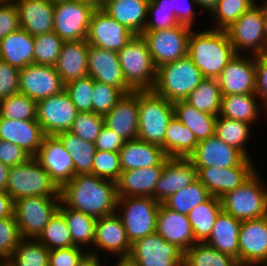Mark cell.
<instances>
[{
  "label": "cell",
  "mask_w": 267,
  "mask_h": 266,
  "mask_svg": "<svg viewBox=\"0 0 267 266\" xmlns=\"http://www.w3.org/2000/svg\"><path fill=\"white\" fill-rule=\"evenodd\" d=\"M254 4L255 0H219L216 8L212 11L218 25L213 29H227Z\"/></svg>",
  "instance_id": "cell-49"
},
{
  "label": "cell",
  "mask_w": 267,
  "mask_h": 266,
  "mask_svg": "<svg viewBox=\"0 0 267 266\" xmlns=\"http://www.w3.org/2000/svg\"><path fill=\"white\" fill-rule=\"evenodd\" d=\"M58 211L66 220L70 235L75 246L82 247L83 244H93L95 237V225L97 219L91 215L84 214L63 206L61 202Z\"/></svg>",
  "instance_id": "cell-39"
},
{
  "label": "cell",
  "mask_w": 267,
  "mask_h": 266,
  "mask_svg": "<svg viewBox=\"0 0 267 266\" xmlns=\"http://www.w3.org/2000/svg\"><path fill=\"white\" fill-rule=\"evenodd\" d=\"M21 239L15 217L0 218V252L6 259L14 253Z\"/></svg>",
  "instance_id": "cell-55"
},
{
  "label": "cell",
  "mask_w": 267,
  "mask_h": 266,
  "mask_svg": "<svg viewBox=\"0 0 267 266\" xmlns=\"http://www.w3.org/2000/svg\"><path fill=\"white\" fill-rule=\"evenodd\" d=\"M0 59L18 69L34 63V36L22 28L9 33L0 41Z\"/></svg>",
  "instance_id": "cell-33"
},
{
  "label": "cell",
  "mask_w": 267,
  "mask_h": 266,
  "mask_svg": "<svg viewBox=\"0 0 267 266\" xmlns=\"http://www.w3.org/2000/svg\"><path fill=\"white\" fill-rule=\"evenodd\" d=\"M56 136L70 153L74 164L75 175L93 174V158L96 150L95 144L82 140L70 130L58 133Z\"/></svg>",
  "instance_id": "cell-37"
},
{
  "label": "cell",
  "mask_w": 267,
  "mask_h": 266,
  "mask_svg": "<svg viewBox=\"0 0 267 266\" xmlns=\"http://www.w3.org/2000/svg\"><path fill=\"white\" fill-rule=\"evenodd\" d=\"M212 197L208 189L196 179L185 188L179 190L162 204L168 209L187 215L192 208L208 201Z\"/></svg>",
  "instance_id": "cell-42"
},
{
  "label": "cell",
  "mask_w": 267,
  "mask_h": 266,
  "mask_svg": "<svg viewBox=\"0 0 267 266\" xmlns=\"http://www.w3.org/2000/svg\"><path fill=\"white\" fill-rule=\"evenodd\" d=\"M88 75L94 81L119 88L124 94L132 92L124 79L116 51L89 45Z\"/></svg>",
  "instance_id": "cell-22"
},
{
  "label": "cell",
  "mask_w": 267,
  "mask_h": 266,
  "mask_svg": "<svg viewBox=\"0 0 267 266\" xmlns=\"http://www.w3.org/2000/svg\"><path fill=\"white\" fill-rule=\"evenodd\" d=\"M222 96L218 80L205 78L185 101L197 110L218 116L221 112Z\"/></svg>",
  "instance_id": "cell-41"
},
{
  "label": "cell",
  "mask_w": 267,
  "mask_h": 266,
  "mask_svg": "<svg viewBox=\"0 0 267 266\" xmlns=\"http://www.w3.org/2000/svg\"><path fill=\"white\" fill-rule=\"evenodd\" d=\"M192 4H198L201 7L206 8L210 13L216 8L219 0H190Z\"/></svg>",
  "instance_id": "cell-66"
},
{
  "label": "cell",
  "mask_w": 267,
  "mask_h": 266,
  "mask_svg": "<svg viewBox=\"0 0 267 266\" xmlns=\"http://www.w3.org/2000/svg\"><path fill=\"white\" fill-rule=\"evenodd\" d=\"M155 14L156 18L146 22L144 31L162 30L179 25L175 14L171 12V5L169 0H149L148 16Z\"/></svg>",
  "instance_id": "cell-51"
},
{
  "label": "cell",
  "mask_w": 267,
  "mask_h": 266,
  "mask_svg": "<svg viewBox=\"0 0 267 266\" xmlns=\"http://www.w3.org/2000/svg\"><path fill=\"white\" fill-rule=\"evenodd\" d=\"M60 203V197L43 196L23 197L14 201V217L21 237L36 239L58 211Z\"/></svg>",
  "instance_id": "cell-9"
},
{
  "label": "cell",
  "mask_w": 267,
  "mask_h": 266,
  "mask_svg": "<svg viewBox=\"0 0 267 266\" xmlns=\"http://www.w3.org/2000/svg\"><path fill=\"white\" fill-rule=\"evenodd\" d=\"M49 249L37 239L22 238L7 259L11 266H49Z\"/></svg>",
  "instance_id": "cell-45"
},
{
  "label": "cell",
  "mask_w": 267,
  "mask_h": 266,
  "mask_svg": "<svg viewBox=\"0 0 267 266\" xmlns=\"http://www.w3.org/2000/svg\"><path fill=\"white\" fill-rule=\"evenodd\" d=\"M235 55L236 52L225 30L190 32L187 56L204 78L217 79Z\"/></svg>",
  "instance_id": "cell-2"
},
{
  "label": "cell",
  "mask_w": 267,
  "mask_h": 266,
  "mask_svg": "<svg viewBox=\"0 0 267 266\" xmlns=\"http://www.w3.org/2000/svg\"><path fill=\"white\" fill-rule=\"evenodd\" d=\"M117 53L127 86L132 91H152L156 82L157 68L142 35H135Z\"/></svg>",
  "instance_id": "cell-4"
},
{
  "label": "cell",
  "mask_w": 267,
  "mask_h": 266,
  "mask_svg": "<svg viewBox=\"0 0 267 266\" xmlns=\"http://www.w3.org/2000/svg\"><path fill=\"white\" fill-rule=\"evenodd\" d=\"M6 192L13 201L31 196L60 197L59 188L35 157L10 167Z\"/></svg>",
  "instance_id": "cell-5"
},
{
  "label": "cell",
  "mask_w": 267,
  "mask_h": 266,
  "mask_svg": "<svg viewBox=\"0 0 267 266\" xmlns=\"http://www.w3.org/2000/svg\"><path fill=\"white\" fill-rule=\"evenodd\" d=\"M99 255L87 253L77 266H100Z\"/></svg>",
  "instance_id": "cell-64"
},
{
  "label": "cell",
  "mask_w": 267,
  "mask_h": 266,
  "mask_svg": "<svg viewBox=\"0 0 267 266\" xmlns=\"http://www.w3.org/2000/svg\"><path fill=\"white\" fill-rule=\"evenodd\" d=\"M246 157L229 146L215 134L199 141L194 153L188 158L195 168H228L238 166Z\"/></svg>",
  "instance_id": "cell-21"
},
{
  "label": "cell",
  "mask_w": 267,
  "mask_h": 266,
  "mask_svg": "<svg viewBox=\"0 0 267 266\" xmlns=\"http://www.w3.org/2000/svg\"><path fill=\"white\" fill-rule=\"evenodd\" d=\"M45 134L37 120H11L0 117V139L21 147L35 157Z\"/></svg>",
  "instance_id": "cell-27"
},
{
  "label": "cell",
  "mask_w": 267,
  "mask_h": 266,
  "mask_svg": "<svg viewBox=\"0 0 267 266\" xmlns=\"http://www.w3.org/2000/svg\"><path fill=\"white\" fill-rule=\"evenodd\" d=\"M21 28L18 10L14 1L0 4V41L9 33Z\"/></svg>",
  "instance_id": "cell-58"
},
{
  "label": "cell",
  "mask_w": 267,
  "mask_h": 266,
  "mask_svg": "<svg viewBox=\"0 0 267 266\" xmlns=\"http://www.w3.org/2000/svg\"><path fill=\"white\" fill-rule=\"evenodd\" d=\"M169 1H170V5L172 4L171 12L175 14V17L178 20L179 24H184V25L191 27L194 21L193 19H195L194 15H196L194 14L193 9L191 8L192 5L188 7V5L186 6L187 3H185V6H183L181 10V7L180 6L178 7V4L176 3L177 0H169ZM184 1L187 2L188 0H184ZM175 4H177V6H175Z\"/></svg>",
  "instance_id": "cell-62"
},
{
  "label": "cell",
  "mask_w": 267,
  "mask_h": 266,
  "mask_svg": "<svg viewBox=\"0 0 267 266\" xmlns=\"http://www.w3.org/2000/svg\"><path fill=\"white\" fill-rule=\"evenodd\" d=\"M36 239L49 250L75 246L66 220L59 211L54 214Z\"/></svg>",
  "instance_id": "cell-46"
},
{
  "label": "cell",
  "mask_w": 267,
  "mask_h": 266,
  "mask_svg": "<svg viewBox=\"0 0 267 266\" xmlns=\"http://www.w3.org/2000/svg\"><path fill=\"white\" fill-rule=\"evenodd\" d=\"M222 211L220 198L212 196L208 201L198 204L187 214L197 243L206 242L218 214Z\"/></svg>",
  "instance_id": "cell-38"
},
{
  "label": "cell",
  "mask_w": 267,
  "mask_h": 266,
  "mask_svg": "<svg viewBox=\"0 0 267 266\" xmlns=\"http://www.w3.org/2000/svg\"><path fill=\"white\" fill-rule=\"evenodd\" d=\"M149 0H105L102 7L113 19L141 35L147 22Z\"/></svg>",
  "instance_id": "cell-32"
},
{
  "label": "cell",
  "mask_w": 267,
  "mask_h": 266,
  "mask_svg": "<svg viewBox=\"0 0 267 266\" xmlns=\"http://www.w3.org/2000/svg\"><path fill=\"white\" fill-rule=\"evenodd\" d=\"M37 102L22 93L0 100V117L11 120H36Z\"/></svg>",
  "instance_id": "cell-47"
},
{
  "label": "cell",
  "mask_w": 267,
  "mask_h": 266,
  "mask_svg": "<svg viewBox=\"0 0 267 266\" xmlns=\"http://www.w3.org/2000/svg\"><path fill=\"white\" fill-rule=\"evenodd\" d=\"M217 80L222 95L255 93L256 56L248 59L236 54L221 71Z\"/></svg>",
  "instance_id": "cell-20"
},
{
  "label": "cell",
  "mask_w": 267,
  "mask_h": 266,
  "mask_svg": "<svg viewBox=\"0 0 267 266\" xmlns=\"http://www.w3.org/2000/svg\"><path fill=\"white\" fill-rule=\"evenodd\" d=\"M255 94L263 100L267 109V52L256 56ZM267 111V110H266Z\"/></svg>",
  "instance_id": "cell-61"
},
{
  "label": "cell",
  "mask_w": 267,
  "mask_h": 266,
  "mask_svg": "<svg viewBox=\"0 0 267 266\" xmlns=\"http://www.w3.org/2000/svg\"><path fill=\"white\" fill-rule=\"evenodd\" d=\"M93 87L94 80L89 75L65 84V90L70 95L78 112H92Z\"/></svg>",
  "instance_id": "cell-50"
},
{
  "label": "cell",
  "mask_w": 267,
  "mask_h": 266,
  "mask_svg": "<svg viewBox=\"0 0 267 266\" xmlns=\"http://www.w3.org/2000/svg\"><path fill=\"white\" fill-rule=\"evenodd\" d=\"M94 10L79 0H55L53 31L63 41L86 40Z\"/></svg>",
  "instance_id": "cell-11"
},
{
  "label": "cell",
  "mask_w": 267,
  "mask_h": 266,
  "mask_svg": "<svg viewBox=\"0 0 267 266\" xmlns=\"http://www.w3.org/2000/svg\"><path fill=\"white\" fill-rule=\"evenodd\" d=\"M139 91L124 94L104 116V125L125 141L137 139Z\"/></svg>",
  "instance_id": "cell-24"
},
{
  "label": "cell",
  "mask_w": 267,
  "mask_h": 266,
  "mask_svg": "<svg viewBox=\"0 0 267 266\" xmlns=\"http://www.w3.org/2000/svg\"><path fill=\"white\" fill-rule=\"evenodd\" d=\"M197 179V169L189 159L170 158L163 167L154 190V199L162 204L174 193Z\"/></svg>",
  "instance_id": "cell-23"
},
{
  "label": "cell",
  "mask_w": 267,
  "mask_h": 266,
  "mask_svg": "<svg viewBox=\"0 0 267 266\" xmlns=\"http://www.w3.org/2000/svg\"><path fill=\"white\" fill-rule=\"evenodd\" d=\"M3 266H11L8 262L5 264V265H3Z\"/></svg>",
  "instance_id": "cell-71"
},
{
  "label": "cell",
  "mask_w": 267,
  "mask_h": 266,
  "mask_svg": "<svg viewBox=\"0 0 267 266\" xmlns=\"http://www.w3.org/2000/svg\"><path fill=\"white\" fill-rule=\"evenodd\" d=\"M10 166L0 162V191H6Z\"/></svg>",
  "instance_id": "cell-65"
},
{
  "label": "cell",
  "mask_w": 267,
  "mask_h": 266,
  "mask_svg": "<svg viewBox=\"0 0 267 266\" xmlns=\"http://www.w3.org/2000/svg\"><path fill=\"white\" fill-rule=\"evenodd\" d=\"M124 93L116 87L94 81L92 93V112L105 116Z\"/></svg>",
  "instance_id": "cell-52"
},
{
  "label": "cell",
  "mask_w": 267,
  "mask_h": 266,
  "mask_svg": "<svg viewBox=\"0 0 267 266\" xmlns=\"http://www.w3.org/2000/svg\"><path fill=\"white\" fill-rule=\"evenodd\" d=\"M129 254L139 266H183L184 252L156 232L134 241Z\"/></svg>",
  "instance_id": "cell-14"
},
{
  "label": "cell",
  "mask_w": 267,
  "mask_h": 266,
  "mask_svg": "<svg viewBox=\"0 0 267 266\" xmlns=\"http://www.w3.org/2000/svg\"><path fill=\"white\" fill-rule=\"evenodd\" d=\"M11 1H13V0H0V4L11 2Z\"/></svg>",
  "instance_id": "cell-70"
},
{
  "label": "cell",
  "mask_w": 267,
  "mask_h": 266,
  "mask_svg": "<svg viewBox=\"0 0 267 266\" xmlns=\"http://www.w3.org/2000/svg\"><path fill=\"white\" fill-rule=\"evenodd\" d=\"M20 26L32 36L53 31L54 0H14Z\"/></svg>",
  "instance_id": "cell-28"
},
{
  "label": "cell",
  "mask_w": 267,
  "mask_h": 266,
  "mask_svg": "<svg viewBox=\"0 0 267 266\" xmlns=\"http://www.w3.org/2000/svg\"><path fill=\"white\" fill-rule=\"evenodd\" d=\"M0 260H2V262L0 261V266H3L7 263V259L1 254V252H0Z\"/></svg>",
  "instance_id": "cell-69"
},
{
  "label": "cell",
  "mask_w": 267,
  "mask_h": 266,
  "mask_svg": "<svg viewBox=\"0 0 267 266\" xmlns=\"http://www.w3.org/2000/svg\"><path fill=\"white\" fill-rule=\"evenodd\" d=\"M63 43L54 31L34 36V63L55 66Z\"/></svg>",
  "instance_id": "cell-48"
},
{
  "label": "cell",
  "mask_w": 267,
  "mask_h": 266,
  "mask_svg": "<svg viewBox=\"0 0 267 266\" xmlns=\"http://www.w3.org/2000/svg\"><path fill=\"white\" fill-rule=\"evenodd\" d=\"M59 193L63 205L96 219L116 212V182L94 174L75 175Z\"/></svg>",
  "instance_id": "cell-1"
},
{
  "label": "cell",
  "mask_w": 267,
  "mask_h": 266,
  "mask_svg": "<svg viewBox=\"0 0 267 266\" xmlns=\"http://www.w3.org/2000/svg\"><path fill=\"white\" fill-rule=\"evenodd\" d=\"M116 266H139V263L130 255H121Z\"/></svg>",
  "instance_id": "cell-67"
},
{
  "label": "cell",
  "mask_w": 267,
  "mask_h": 266,
  "mask_svg": "<svg viewBox=\"0 0 267 266\" xmlns=\"http://www.w3.org/2000/svg\"><path fill=\"white\" fill-rule=\"evenodd\" d=\"M174 116L187 126L199 141L214 135L217 116L197 110L186 101L173 103Z\"/></svg>",
  "instance_id": "cell-36"
},
{
  "label": "cell",
  "mask_w": 267,
  "mask_h": 266,
  "mask_svg": "<svg viewBox=\"0 0 267 266\" xmlns=\"http://www.w3.org/2000/svg\"><path fill=\"white\" fill-rule=\"evenodd\" d=\"M79 1L90 4L95 9L102 8L105 2V0H79Z\"/></svg>",
  "instance_id": "cell-68"
},
{
  "label": "cell",
  "mask_w": 267,
  "mask_h": 266,
  "mask_svg": "<svg viewBox=\"0 0 267 266\" xmlns=\"http://www.w3.org/2000/svg\"><path fill=\"white\" fill-rule=\"evenodd\" d=\"M173 116V103L157 95L153 90L139 91L138 139L162 146L168 123Z\"/></svg>",
  "instance_id": "cell-6"
},
{
  "label": "cell",
  "mask_w": 267,
  "mask_h": 266,
  "mask_svg": "<svg viewBox=\"0 0 267 266\" xmlns=\"http://www.w3.org/2000/svg\"><path fill=\"white\" fill-rule=\"evenodd\" d=\"M236 54L241 49L255 52V56L267 52V7L252 5L234 23L225 29ZM253 49V50H252Z\"/></svg>",
  "instance_id": "cell-7"
},
{
  "label": "cell",
  "mask_w": 267,
  "mask_h": 266,
  "mask_svg": "<svg viewBox=\"0 0 267 266\" xmlns=\"http://www.w3.org/2000/svg\"><path fill=\"white\" fill-rule=\"evenodd\" d=\"M35 158L60 189L75 176L70 153L56 135H45Z\"/></svg>",
  "instance_id": "cell-18"
},
{
  "label": "cell",
  "mask_w": 267,
  "mask_h": 266,
  "mask_svg": "<svg viewBox=\"0 0 267 266\" xmlns=\"http://www.w3.org/2000/svg\"><path fill=\"white\" fill-rule=\"evenodd\" d=\"M88 49L86 40L64 41L55 69L65 84L88 75Z\"/></svg>",
  "instance_id": "cell-30"
},
{
  "label": "cell",
  "mask_w": 267,
  "mask_h": 266,
  "mask_svg": "<svg viewBox=\"0 0 267 266\" xmlns=\"http://www.w3.org/2000/svg\"><path fill=\"white\" fill-rule=\"evenodd\" d=\"M204 79L193 61L185 56L157 68L153 91L171 103L185 101Z\"/></svg>",
  "instance_id": "cell-3"
},
{
  "label": "cell",
  "mask_w": 267,
  "mask_h": 266,
  "mask_svg": "<svg viewBox=\"0 0 267 266\" xmlns=\"http://www.w3.org/2000/svg\"><path fill=\"white\" fill-rule=\"evenodd\" d=\"M250 124L217 116L214 134L229 146L239 150L246 158H249L245 142L250 136ZM246 149V150H245Z\"/></svg>",
  "instance_id": "cell-44"
},
{
  "label": "cell",
  "mask_w": 267,
  "mask_h": 266,
  "mask_svg": "<svg viewBox=\"0 0 267 266\" xmlns=\"http://www.w3.org/2000/svg\"><path fill=\"white\" fill-rule=\"evenodd\" d=\"M65 90L55 66L32 63L19 71V93L38 102Z\"/></svg>",
  "instance_id": "cell-16"
},
{
  "label": "cell",
  "mask_w": 267,
  "mask_h": 266,
  "mask_svg": "<svg viewBox=\"0 0 267 266\" xmlns=\"http://www.w3.org/2000/svg\"><path fill=\"white\" fill-rule=\"evenodd\" d=\"M183 266H240L237 259L205 242L195 243L184 252Z\"/></svg>",
  "instance_id": "cell-43"
},
{
  "label": "cell",
  "mask_w": 267,
  "mask_h": 266,
  "mask_svg": "<svg viewBox=\"0 0 267 266\" xmlns=\"http://www.w3.org/2000/svg\"><path fill=\"white\" fill-rule=\"evenodd\" d=\"M170 158L166 157L159 165L148 168L122 171L116 182L117 196L122 197H152L164 164Z\"/></svg>",
  "instance_id": "cell-26"
},
{
  "label": "cell",
  "mask_w": 267,
  "mask_h": 266,
  "mask_svg": "<svg viewBox=\"0 0 267 266\" xmlns=\"http://www.w3.org/2000/svg\"><path fill=\"white\" fill-rule=\"evenodd\" d=\"M238 245L240 266H267V216L242 221Z\"/></svg>",
  "instance_id": "cell-17"
},
{
  "label": "cell",
  "mask_w": 267,
  "mask_h": 266,
  "mask_svg": "<svg viewBox=\"0 0 267 266\" xmlns=\"http://www.w3.org/2000/svg\"><path fill=\"white\" fill-rule=\"evenodd\" d=\"M14 217V201L6 191H0V218Z\"/></svg>",
  "instance_id": "cell-63"
},
{
  "label": "cell",
  "mask_w": 267,
  "mask_h": 266,
  "mask_svg": "<svg viewBox=\"0 0 267 266\" xmlns=\"http://www.w3.org/2000/svg\"><path fill=\"white\" fill-rule=\"evenodd\" d=\"M192 27L179 24L175 27L143 31L149 52L156 68L187 56L188 38Z\"/></svg>",
  "instance_id": "cell-12"
},
{
  "label": "cell",
  "mask_w": 267,
  "mask_h": 266,
  "mask_svg": "<svg viewBox=\"0 0 267 266\" xmlns=\"http://www.w3.org/2000/svg\"><path fill=\"white\" fill-rule=\"evenodd\" d=\"M118 152L95 150L93 158V174L99 178L117 182L121 174Z\"/></svg>",
  "instance_id": "cell-54"
},
{
  "label": "cell",
  "mask_w": 267,
  "mask_h": 266,
  "mask_svg": "<svg viewBox=\"0 0 267 266\" xmlns=\"http://www.w3.org/2000/svg\"><path fill=\"white\" fill-rule=\"evenodd\" d=\"M19 71L0 59V100L19 93Z\"/></svg>",
  "instance_id": "cell-56"
},
{
  "label": "cell",
  "mask_w": 267,
  "mask_h": 266,
  "mask_svg": "<svg viewBox=\"0 0 267 266\" xmlns=\"http://www.w3.org/2000/svg\"><path fill=\"white\" fill-rule=\"evenodd\" d=\"M125 142L126 141L121 136L104 125L94 144L96 150L119 152Z\"/></svg>",
  "instance_id": "cell-60"
},
{
  "label": "cell",
  "mask_w": 267,
  "mask_h": 266,
  "mask_svg": "<svg viewBox=\"0 0 267 266\" xmlns=\"http://www.w3.org/2000/svg\"><path fill=\"white\" fill-rule=\"evenodd\" d=\"M88 252H83L79 246L56 248L49 250V266H77Z\"/></svg>",
  "instance_id": "cell-57"
},
{
  "label": "cell",
  "mask_w": 267,
  "mask_h": 266,
  "mask_svg": "<svg viewBox=\"0 0 267 266\" xmlns=\"http://www.w3.org/2000/svg\"><path fill=\"white\" fill-rule=\"evenodd\" d=\"M31 156L21 147L0 139V162L11 166L24 164Z\"/></svg>",
  "instance_id": "cell-59"
},
{
  "label": "cell",
  "mask_w": 267,
  "mask_h": 266,
  "mask_svg": "<svg viewBox=\"0 0 267 266\" xmlns=\"http://www.w3.org/2000/svg\"><path fill=\"white\" fill-rule=\"evenodd\" d=\"M78 114L66 90L37 102L36 120L45 135L69 131Z\"/></svg>",
  "instance_id": "cell-13"
},
{
  "label": "cell",
  "mask_w": 267,
  "mask_h": 266,
  "mask_svg": "<svg viewBox=\"0 0 267 266\" xmlns=\"http://www.w3.org/2000/svg\"><path fill=\"white\" fill-rule=\"evenodd\" d=\"M120 205L125 207H122V210H125H123V214H118V216L125 227L131 244L140 238L156 232L160 203L155 199L141 196L117 198L116 208H119V210Z\"/></svg>",
  "instance_id": "cell-10"
},
{
  "label": "cell",
  "mask_w": 267,
  "mask_h": 266,
  "mask_svg": "<svg viewBox=\"0 0 267 266\" xmlns=\"http://www.w3.org/2000/svg\"><path fill=\"white\" fill-rule=\"evenodd\" d=\"M156 233L183 252L196 243L187 215L172 211L163 204L158 209Z\"/></svg>",
  "instance_id": "cell-29"
},
{
  "label": "cell",
  "mask_w": 267,
  "mask_h": 266,
  "mask_svg": "<svg viewBox=\"0 0 267 266\" xmlns=\"http://www.w3.org/2000/svg\"><path fill=\"white\" fill-rule=\"evenodd\" d=\"M93 243L96 249L94 252L90 251L91 254L98 255L97 252L101 249L116 254L117 257L130 253L131 242L118 213L97 218Z\"/></svg>",
  "instance_id": "cell-25"
},
{
  "label": "cell",
  "mask_w": 267,
  "mask_h": 266,
  "mask_svg": "<svg viewBox=\"0 0 267 266\" xmlns=\"http://www.w3.org/2000/svg\"><path fill=\"white\" fill-rule=\"evenodd\" d=\"M256 97L255 93L223 95L220 116L251 125L260 114Z\"/></svg>",
  "instance_id": "cell-40"
},
{
  "label": "cell",
  "mask_w": 267,
  "mask_h": 266,
  "mask_svg": "<svg viewBox=\"0 0 267 266\" xmlns=\"http://www.w3.org/2000/svg\"><path fill=\"white\" fill-rule=\"evenodd\" d=\"M249 158L238 166L228 168H196L197 179L208 189L212 196L220 198L225 193L235 190L248 180L256 171Z\"/></svg>",
  "instance_id": "cell-19"
},
{
  "label": "cell",
  "mask_w": 267,
  "mask_h": 266,
  "mask_svg": "<svg viewBox=\"0 0 267 266\" xmlns=\"http://www.w3.org/2000/svg\"><path fill=\"white\" fill-rule=\"evenodd\" d=\"M193 132L175 116L170 120L161 146L168 158L188 159L198 144Z\"/></svg>",
  "instance_id": "cell-35"
},
{
  "label": "cell",
  "mask_w": 267,
  "mask_h": 266,
  "mask_svg": "<svg viewBox=\"0 0 267 266\" xmlns=\"http://www.w3.org/2000/svg\"><path fill=\"white\" fill-rule=\"evenodd\" d=\"M135 35L113 19L105 10L97 8L92 13L86 41L89 45L118 52Z\"/></svg>",
  "instance_id": "cell-15"
},
{
  "label": "cell",
  "mask_w": 267,
  "mask_h": 266,
  "mask_svg": "<svg viewBox=\"0 0 267 266\" xmlns=\"http://www.w3.org/2000/svg\"><path fill=\"white\" fill-rule=\"evenodd\" d=\"M103 126L104 116L94 112H78L70 131L82 140L95 143Z\"/></svg>",
  "instance_id": "cell-53"
},
{
  "label": "cell",
  "mask_w": 267,
  "mask_h": 266,
  "mask_svg": "<svg viewBox=\"0 0 267 266\" xmlns=\"http://www.w3.org/2000/svg\"><path fill=\"white\" fill-rule=\"evenodd\" d=\"M256 175L255 172L238 188L220 197L222 210L239 221L267 216V191Z\"/></svg>",
  "instance_id": "cell-8"
},
{
  "label": "cell",
  "mask_w": 267,
  "mask_h": 266,
  "mask_svg": "<svg viewBox=\"0 0 267 266\" xmlns=\"http://www.w3.org/2000/svg\"><path fill=\"white\" fill-rule=\"evenodd\" d=\"M118 153L122 171L156 166L167 157L161 146L138 138L126 141Z\"/></svg>",
  "instance_id": "cell-31"
},
{
  "label": "cell",
  "mask_w": 267,
  "mask_h": 266,
  "mask_svg": "<svg viewBox=\"0 0 267 266\" xmlns=\"http://www.w3.org/2000/svg\"><path fill=\"white\" fill-rule=\"evenodd\" d=\"M242 221L221 211L212 227L210 237L205 242L216 250L231 255L238 261V237Z\"/></svg>",
  "instance_id": "cell-34"
}]
</instances>
